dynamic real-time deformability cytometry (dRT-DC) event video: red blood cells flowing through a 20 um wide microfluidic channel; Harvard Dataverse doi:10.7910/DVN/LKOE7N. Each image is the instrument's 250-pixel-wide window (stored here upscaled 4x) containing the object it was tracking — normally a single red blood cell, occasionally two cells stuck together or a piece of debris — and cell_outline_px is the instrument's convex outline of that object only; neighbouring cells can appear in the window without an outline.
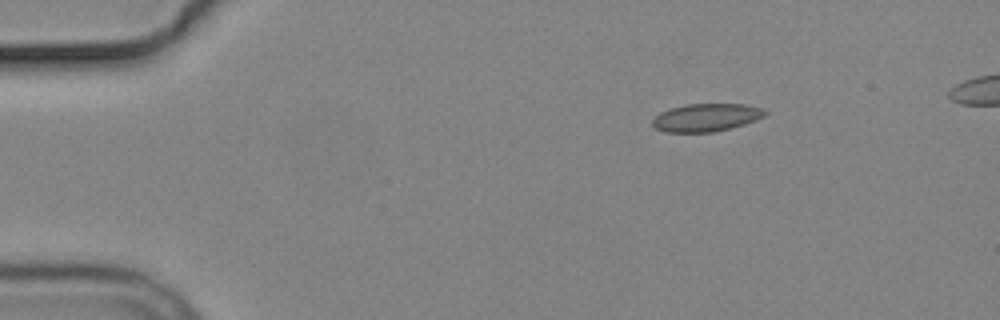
{"species": "common noctule bat (a hibernating species)", "species_latin": "Nyctalus noctula", "temperature_condition": "cold", "stored_images_in_passage": 4, "camera_frame_rate_fps": 3000, "um_per_image_px": 0.085, "animal": {"sex": "male", "body_mass_g": 19.2, "forearm_length_mm": 51.8}, "frame": {"image": 1, "passage_image": 1, "time_ms": 0.0, "image_size_px": [1000, 320], "cell_outline_px": [[768, 112], [764, 116], [744, 124], [712, 132], [668, 132], [656, 128], [652, 124], [652, 120], [660, 112], [684, 104], [744, 104], [764, 108]], "centroid_in_image_um": [60.03, 9.97], "position_along_channel_um": 25.0, "area_um2": 18.09}}